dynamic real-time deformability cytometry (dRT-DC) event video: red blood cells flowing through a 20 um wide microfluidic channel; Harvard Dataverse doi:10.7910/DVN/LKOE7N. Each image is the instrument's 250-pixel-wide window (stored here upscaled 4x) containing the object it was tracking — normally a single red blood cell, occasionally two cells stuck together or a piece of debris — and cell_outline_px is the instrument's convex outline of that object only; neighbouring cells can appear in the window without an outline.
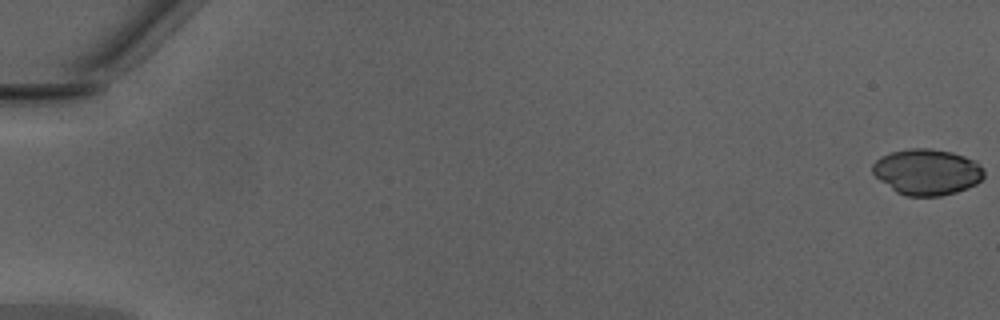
{"species": "Egyptian fruit bat (a non-hibernating species)", "species_latin": "Rousettus aegyptiacus", "temperature_condition": "warm", "stored_images_in_passage": 8, "camera_frame_rate_fps": 3000, "um_per_image_px": 0.085, "animal": {"sex": "male"}, "frame": {"image": 1, "passage_image": 1, "time_ms": 0.0, "image_size_px": [1000, 320], "cell_outline_px": [[984, 176], [976, 184], [968, 188], [956, 192], [940, 196], [908, 196], [896, 192], [880, 180], [872, 172], [872, 164], [880, 156], [892, 152], [908, 148], [932, 148], [952, 152], [976, 160], [984, 168]], "centroid_in_image_um": [78.81, 14.6], "position_along_channel_um": 6.2, "area_um2": 30.06}}